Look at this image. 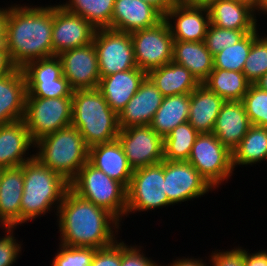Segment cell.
<instances>
[{
	"instance_id": "6da1fadb",
	"label": "cell",
	"mask_w": 267,
	"mask_h": 266,
	"mask_svg": "<svg viewBox=\"0 0 267 266\" xmlns=\"http://www.w3.org/2000/svg\"><path fill=\"white\" fill-rule=\"evenodd\" d=\"M54 218L59 243L66 246L104 248L121 238L123 231L111 213L79 197L70 188Z\"/></svg>"
},
{
	"instance_id": "7a4b0ae2",
	"label": "cell",
	"mask_w": 267,
	"mask_h": 266,
	"mask_svg": "<svg viewBox=\"0 0 267 266\" xmlns=\"http://www.w3.org/2000/svg\"><path fill=\"white\" fill-rule=\"evenodd\" d=\"M13 3L7 6L6 23V47L13 63L23 68L52 57L53 4Z\"/></svg>"
},
{
	"instance_id": "3957f363",
	"label": "cell",
	"mask_w": 267,
	"mask_h": 266,
	"mask_svg": "<svg viewBox=\"0 0 267 266\" xmlns=\"http://www.w3.org/2000/svg\"><path fill=\"white\" fill-rule=\"evenodd\" d=\"M24 173L21 199V226L54 212L55 217L69 182L60 174L42 165L35 157L22 164ZM54 210V211H53ZM56 210V211H55ZM28 221V222H27Z\"/></svg>"
},
{
	"instance_id": "277c9868",
	"label": "cell",
	"mask_w": 267,
	"mask_h": 266,
	"mask_svg": "<svg viewBox=\"0 0 267 266\" xmlns=\"http://www.w3.org/2000/svg\"><path fill=\"white\" fill-rule=\"evenodd\" d=\"M71 125L78 129L89 148L116 140L120 130L118 115L98 89L73 91Z\"/></svg>"
},
{
	"instance_id": "5b68a950",
	"label": "cell",
	"mask_w": 267,
	"mask_h": 266,
	"mask_svg": "<svg viewBox=\"0 0 267 266\" xmlns=\"http://www.w3.org/2000/svg\"><path fill=\"white\" fill-rule=\"evenodd\" d=\"M34 157L69 183L88 162L89 147L72 125L42 137L35 143Z\"/></svg>"
},
{
	"instance_id": "8992f818",
	"label": "cell",
	"mask_w": 267,
	"mask_h": 266,
	"mask_svg": "<svg viewBox=\"0 0 267 266\" xmlns=\"http://www.w3.org/2000/svg\"><path fill=\"white\" fill-rule=\"evenodd\" d=\"M79 197L111 213L123 226L127 210V188L87 162L69 183Z\"/></svg>"
},
{
	"instance_id": "52a82bcc",
	"label": "cell",
	"mask_w": 267,
	"mask_h": 266,
	"mask_svg": "<svg viewBox=\"0 0 267 266\" xmlns=\"http://www.w3.org/2000/svg\"><path fill=\"white\" fill-rule=\"evenodd\" d=\"M126 190L125 218L139 212H155L156 209L174 207L165 193L164 160L158 164L134 169Z\"/></svg>"
},
{
	"instance_id": "ba28073f",
	"label": "cell",
	"mask_w": 267,
	"mask_h": 266,
	"mask_svg": "<svg viewBox=\"0 0 267 266\" xmlns=\"http://www.w3.org/2000/svg\"><path fill=\"white\" fill-rule=\"evenodd\" d=\"M216 190L235 174L232 152L213 133H200L188 161ZM224 183V184H223Z\"/></svg>"
},
{
	"instance_id": "9c48e42d",
	"label": "cell",
	"mask_w": 267,
	"mask_h": 266,
	"mask_svg": "<svg viewBox=\"0 0 267 266\" xmlns=\"http://www.w3.org/2000/svg\"><path fill=\"white\" fill-rule=\"evenodd\" d=\"M34 143L68 127L72 122V97H26L23 118Z\"/></svg>"
},
{
	"instance_id": "30bf717a",
	"label": "cell",
	"mask_w": 267,
	"mask_h": 266,
	"mask_svg": "<svg viewBox=\"0 0 267 266\" xmlns=\"http://www.w3.org/2000/svg\"><path fill=\"white\" fill-rule=\"evenodd\" d=\"M136 65L148 73L172 61L174 39L165 19L157 25L130 33Z\"/></svg>"
},
{
	"instance_id": "8fae6325",
	"label": "cell",
	"mask_w": 267,
	"mask_h": 266,
	"mask_svg": "<svg viewBox=\"0 0 267 266\" xmlns=\"http://www.w3.org/2000/svg\"><path fill=\"white\" fill-rule=\"evenodd\" d=\"M93 45L97 52L100 78L137 67L130 33L99 28L95 32Z\"/></svg>"
},
{
	"instance_id": "7c38bea8",
	"label": "cell",
	"mask_w": 267,
	"mask_h": 266,
	"mask_svg": "<svg viewBox=\"0 0 267 266\" xmlns=\"http://www.w3.org/2000/svg\"><path fill=\"white\" fill-rule=\"evenodd\" d=\"M22 70L26 78V97H72L74 90L63 76L57 56L30 61Z\"/></svg>"
},
{
	"instance_id": "4fadbf2b",
	"label": "cell",
	"mask_w": 267,
	"mask_h": 266,
	"mask_svg": "<svg viewBox=\"0 0 267 266\" xmlns=\"http://www.w3.org/2000/svg\"><path fill=\"white\" fill-rule=\"evenodd\" d=\"M164 182L165 193L174 206L216 191L187 161L164 160Z\"/></svg>"
},
{
	"instance_id": "5bb4252c",
	"label": "cell",
	"mask_w": 267,
	"mask_h": 266,
	"mask_svg": "<svg viewBox=\"0 0 267 266\" xmlns=\"http://www.w3.org/2000/svg\"><path fill=\"white\" fill-rule=\"evenodd\" d=\"M117 139L133 170L158 164L164 160V139L150 125L120 129Z\"/></svg>"
},
{
	"instance_id": "9a60e30c",
	"label": "cell",
	"mask_w": 267,
	"mask_h": 266,
	"mask_svg": "<svg viewBox=\"0 0 267 266\" xmlns=\"http://www.w3.org/2000/svg\"><path fill=\"white\" fill-rule=\"evenodd\" d=\"M96 28L81 16L53 4V56L93 42Z\"/></svg>"
},
{
	"instance_id": "2e32d148",
	"label": "cell",
	"mask_w": 267,
	"mask_h": 266,
	"mask_svg": "<svg viewBox=\"0 0 267 266\" xmlns=\"http://www.w3.org/2000/svg\"><path fill=\"white\" fill-rule=\"evenodd\" d=\"M62 64L63 76L73 90L97 89L100 71L93 42L57 55Z\"/></svg>"
},
{
	"instance_id": "e0dca14e",
	"label": "cell",
	"mask_w": 267,
	"mask_h": 266,
	"mask_svg": "<svg viewBox=\"0 0 267 266\" xmlns=\"http://www.w3.org/2000/svg\"><path fill=\"white\" fill-rule=\"evenodd\" d=\"M174 41L202 42L210 24L208 7L177 2L164 15Z\"/></svg>"
},
{
	"instance_id": "ac0fdd59",
	"label": "cell",
	"mask_w": 267,
	"mask_h": 266,
	"mask_svg": "<svg viewBox=\"0 0 267 266\" xmlns=\"http://www.w3.org/2000/svg\"><path fill=\"white\" fill-rule=\"evenodd\" d=\"M34 148L23 119L0 125V168L18 167L32 160Z\"/></svg>"
},
{
	"instance_id": "d6986e66",
	"label": "cell",
	"mask_w": 267,
	"mask_h": 266,
	"mask_svg": "<svg viewBox=\"0 0 267 266\" xmlns=\"http://www.w3.org/2000/svg\"><path fill=\"white\" fill-rule=\"evenodd\" d=\"M163 19L156 7L143 0H115L111 29L132 33L153 27Z\"/></svg>"
},
{
	"instance_id": "ffe728a7",
	"label": "cell",
	"mask_w": 267,
	"mask_h": 266,
	"mask_svg": "<svg viewBox=\"0 0 267 266\" xmlns=\"http://www.w3.org/2000/svg\"><path fill=\"white\" fill-rule=\"evenodd\" d=\"M163 95L153 82L146 77L136 94L118 115L120 129L131 126L149 125L161 106Z\"/></svg>"
},
{
	"instance_id": "44dd1931",
	"label": "cell",
	"mask_w": 267,
	"mask_h": 266,
	"mask_svg": "<svg viewBox=\"0 0 267 266\" xmlns=\"http://www.w3.org/2000/svg\"><path fill=\"white\" fill-rule=\"evenodd\" d=\"M24 173L21 166L4 168L0 176V228L21 226Z\"/></svg>"
},
{
	"instance_id": "7402d4cb",
	"label": "cell",
	"mask_w": 267,
	"mask_h": 266,
	"mask_svg": "<svg viewBox=\"0 0 267 266\" xmlns=\"http://www.w3.org/2000/svg\"><path fill=\"white\" fill-rule=\"evenodd\" d=\"M146 77L147 73L136 67L100 78L97 89L109 107L119 115Z\"/></svg>"
},
{
	"instance_id": "603a6c76",
	"label": "cell",
	"mask_w": 267,
	"mask_h": 266,
	"mask_svg": "<svg viewBox=\"0 0 267 266\" xmlns=\"http://www.w3.org/2000/svg\"><path fill=\"white\" fill-rule=\"evenodd\" d=\"M251 126L242 101H225L216 118L212 133L232 152Z\"/></svg>"
},
{
	"instance_id": "cb8c5ba5",
	"label": "cell",
	"mask_w": 267,
	"mask_h": 266,
	"mask_svg": "<svg viewBox=\"0 0 267 266\" xmlns=\"http://www.w3.org/2000/svg\"><path fill=\"white\" fill-rule=\"evenodd\" d=\"M88 162L108 177L129 186L133 168L129 165L124 149L118 139L89 148Z\"/></svg>"
},
{
	"instance_id": "d4e9b609",
	"label": "cell",
	"mask_w": 267,
	"mask_h": 266,
	"mask_svg": "<svg viewBox=\"0 0 267 266\" xmlns=\"http://www.w3.org/2000/svg\"><path fill=\"white\" fill-rule=\"evenodd\" d=\"M210 24L224 29L256 30L260 27L256 9L238 0H217L209 7Z\"/></svg>"
},
{
	"instance_id": "484cf974",
	"label": "cell",
	"mask_w": 267,
	"mask_h": 266,
	"mask_svg": "<svg viewBox=\"0 0 267 266\" xmlns=\"http://www.w3.org/2000/svg\"><path fill=\"white\" fill-rule=\"evenodd\" d=\"M27 87L22 68L0 78V125L24 118Z\"/></svg>"
},
{
	"instance_id": "4316f807",
	"label": "cell",
	"mask_w": 267,
	"mask_h": 266,
	"mask_svg": "<svg viewBox=\"0 0 267 266\" xmlns=\"http://www.w3.org/2000/svg\"><path fill=\"white\" fill-rule=\"evenodd\" d=\"M225 101L201 83L190 93L188 122L199 133H212Z\"/></svg>"
},
{
	"instance_id": "83f0119b",
	"label": "cell",
	"mask_w": 267,
	"mask_h": 266,
	"mask_svg": "<svg viewBox=\"0 0 267 266\" xmlns=\"http://www.w3.org/2000/svg\"><path fill=\"white\" fill-rule=\"evenodd\" d=\"M147 77L164 97L190 94L201 84L187 68L173 61L152 69Z\"/></svg>"
},
{
	"instance_id": "f1b7e54d",
	"label": "cell",
	"mask_w": 267,
	"mask_h": 266,
	"mask_svg": "<svg viewBox=\"0 0 267 266\" xmlns=\"http://www.w3.org/2000/svg\"><path fill=\"white\" fill-rule=\"evenodd\" d=\"M172 61L187 68L203 83L214 69L213 55L206 48L204 41H174Z\"/></svg>"
},
{
	"instance_id": "f546056e",
	"label": "cell",
	"mask_w": 267,
	"mask_h": 266,
	"mask_svg": "<svg viewBox=\"0 0 267 266\" xmlns=\"http://www.w3.org/2000/svg\"><path fill=\"white\" fill-rule=\"evenodd\" d=\"M189 108L190 94L165 96L149 125L164 139L176 126L188 121Z\"/></svg>"
},
{
	"instance_id": "4dcf8cb0",
	"label": "cell",
	"mask_w": 267,
	"mask_h": 266,
	"mask_svg": "<svg viewBox=\"0 0 267 266\" xmlns=\"http://www.w3.org/2000/svg\"><path fill=\"white\" fill-rule=\"evenodd\" d=\"M263 162L267 164V128L252 125L232 151L233 170L238 166L252 167Z\"/></svg>"
},
{
	"instance_id": "1f68e13d",
	"label": "cell",
	"mask_w": 267,
	"mask_h": 266,
	"mask_svg": "<svg viewBox=\"0 0 267 266\" xmlns=\"http://www.w3.org/2000/svg\"><path fill=\"white\" fill-rule=\"evenodd\" d=\"M224 101H242L251 83L243 72L213 69L203 82Z\"/></svg>"
},
{
	"instance_id": "d6a6232c",
	"label": "cell",
	"mask_w": 267,
	"mask_h": 266,
	"mask_svg": "<svg viewBox=\"0 0 267 266\" xmlns=\"http://www.w3.org/2000/svg\"><path fill=\"white\" fill-rule=\"evenodd\" d=\"M60 2L58 4L65 10L81 16L96 29H111L115 0H66V2L60 0Z\"/></svg>"
},
{
	"instance_id": "836d02e7",
	"label": "cell",
	"mask_w": 267,
	"mask_h": 266,
	"mask_svg": "<svg viewBox=\"0 0 267 266\" xmlns=\"http://www.w3.org/2000/svg\"><path fill=\"white\" fill-rule=\"evenodd\" d=\"M199 134L188 121L176 126L164 138V160L188 161L192 146Z\"/></svg>"
},
{
	"instance_id": "e575fe53",
	"label": "cell",
	"mask_w": 267,
	"mask_h": 266,
	"mask_svg": "<svg viewBox=\"0 0 267 266\" xmlns=\"http://www.w3.org/2000/svg\"><path fill=\"white\" fill-rule=\"evenodd\" d=\"M261 27L248 33L238 43L213 56L214 69L242 72L253 41L261 34ZM260 32V33H259Z\"/></svg>"
},
{
	"instance_id": "d590c367",
	"label": "cell",
	"mask_w": 267,
	"mask_h": 266,
	"mask_svg": "<svg viewBox=\"0 0 267 266\" xmlns=\"http://www.w3.org/2000/svg\"><path fill=\"white\" fill-rule=\"evenodd\" d=\"M263 32L253 41L242 71L251 84L267 73V34Z\"/></svg>"
},
{
	"instance_id": "8d00e7d4",
	"label": "cell",
	"mask_w": 267,
	"mask_h": 266,
	"mask_svg": "<svg viewBox=\"0 0 267 266\" xmlns=\"http://www.w3.org/2000/svg\"><path fill=\"white\" fill-rule=\"evenodd\" d=\"M242 103L251 125L267 128V91L251 84Z\"/></svg>"
},
{
	"instance_id": "74e56055",
	"label": "cell",
	"mask_w": 267,
	"mask_h": 266,
	"mask_svg": "<svg viewBox=\"0 0 267 266\" xmlns=\"http://www.w3.org/2000/svg\"><path fill=\"white\" fill-rule=\"evenodd\" d=\"M255 30H233L224 29L217 27L215 25L209 24L204 43L206 48L214 56L220 53L223 49L233 44L238 43L242 40L248 33Z\"/></svg>"
},
{
	"instance_id": "f35d334b",
	"label": "cell",
	"mask_w": 267,
	"mask_h": 266,
	"mask_svg": "<svg viewBox=\"0 0 267 266\" xmlns=\"http://www.w3.org/2000/svg\"><path fill=\"white\" fill-rule=\"evenodd\" d=\"M50 266H90L97 249L91 247L66 246L58 243Z\"/></svg>"
},
{
	"instance_id": "ab89813d",
	"label": "cell",
	"mask_w": 267,
	"mask_h": 266,
	"mask_svg": "<svg viewBox=\"0 0 267 266\" xmlns=\"http://www.w3.org/2000/svg\"><path fill=\"white\" fill-rule=\"evenodd\" d=\"M16 229L1 228L4 234H0V266H14L22 254L23 243L15 237Z\"/></svg>"
},
{
	"instance_id": "60d3db41",
	"label": "cell",
	"mask_w": 267,
	"mask_h": 266,
	"mask_svg": "<svg viewBox=\"0 0 267 266\" xmlns=\"http://www.w3.org/2000/svg\"><path fill=\"white\" fill-rule=\"evenodd\" d=\"M143 248L135 242L128 245L121 239V266H161L159 260L148 258Z\"/></svg>"
},
{
	"instance_id": "b9f144b4",
	"label": "cell",
	"mask_w": 267,
	"mask_h": 266,
	"mask_svg": "<svg viewBox=\"0 0 267 266\" xmlns=\"http://www.w3.org/2000/svg\"><path fill=\"white\" fill-rule=\"evenodd\" d=\"M207 261L210 266H244V247L239 244L229 250L213 249Z\"/></svg>"
},
{
	"instance_id": "7bdbcfd3",
	"label": "cell",
	"mask_w": 267,
	"mask_h": 266,
	"mask_svg": "<svg viewBox=\"0 0 267 266\" xmlns=\"http://www.w3.org/2000/svg\"><path fill=\"white\" fill-rule=\"evenodd\" d=\"M90 266H121V239L107 247L98 248Z\"/></svg>"
},
{
	"instance_id": "ee69618b",
	"label": "cell",
	"mask_w": 267,
	"mask_h": 266,
	"mask_svg": "<svg viewBox=\"0 0 267 266\" xmlns=\"http://www.w3.org/2000/svg\"><path fill=\"white\" fill-rule=\"evenodd\" d=\"M250 252L244 247V266H267V249Z\"/></svg>"
},
{
	"instance_id": "f6af8a7d",
	"label": "cell",
	"mask_w": 267,
	"mask_h": 266,
	"mask_svg": "<svg viewBox=\"0 0 267 266\" xmlns=\"http://www.w3.org/2000/svg\"><path fill=\"white\" fill-rule=\"evenodd\" d=\"M17 68L9 55L6 45L0 47V78L13 73Z\"/></svg>"
},
{
	"instance_id": "bcb514c9",
	"label": "cell",
	"mask_w": 267,
	"mask_h": 266,
	"mask_svg": "<svg viewBox=\"0 0 267 266\" xmlns=\"http://www.w3.org/2000/svg\"><path fill=\"white\" fill-rule=\"evenodd\" d=\"M207 257L205 256V260L201 257H192V256H182V257H176L173 259L172 262L168 264L162 263L161 266H209V262L206 261Z\"/></svg>"
},
{
	"instance_id": "7dc6e473",
	"label": "cell",
	"mask_w": 267,
	"mask_h": 266,
	"mask_svg": "<svg viewBox=\"0 0 267 266\" xmlns=\"http://www.w3.org/2000/svg\"><path fill=\"white\" fill-rule=\"evenodd\" d=\"M147 3H150L154 7H156L163 15L167 13V11L174 6L178 0H143Z\"/></svg>"
},
{
	"instance_id": "c3c4849f",
	"label": "cell",
	"mask_w": 267,
	"mask_h": 266,
	"mask_svg": "<svg viewBox=\"0 0 267 266\" xmlns=\"http://www.w3.org/2000/svg\"><path fill=\"white\" fill-rule=\"evenodd\" d=\"M7 6L0 7V47L6 45Z\"/></svg>"
},
{
	"instance_id": "681fc988",
	"label": "cell",
	"mask_w": 267,
	"mask_h": 266,
	"mask_svg": "<svg viewBox=\"0 0 267 266\" xmlns=\"http://www.w3.org/2000/svg\"><path fill=\"white\" fill-rule=\"evenodd\" d=\"M215 1L217 0H179V2L185 5L198 7H209Z\"/></svg>"
},
{
	"instance_id": "f907efd6",
	"label": "cell",
	"mask_w": 267,
	"mask_h": 266,
	"mask_svg": "<svg viewBox=\"0 0 267 266\" xmlns=\"http://www.w3.org/2000/svg\"><path fill=\"white\" fill-rule=\"evenodd\" d=\"M258 17L262 16L261 14H264L265 17L267 15V0H260L259 5L256 9Z\"/></svg>"
},
{
	"instance_id": "816d5d0a",
	"label": "cell",
	"mask_w": 267,
	"mask_h": 266,
	"mask_svg": "<svg viewBox=\"0 0 267 266\" xmlns=\"http://www.w3.org/2000/svg\"><path fill=\"white\" fill-rule=\"evenodd\" d=\"M255 85L267 91V73L264 74L257 82H255Z\"/></svg>"
},
{
	"instance_id": "f5cc1de1",
	"label": "cell",
	"mask_w": 267,
	"mask_h": 266,
	"mask_svg": "<svg viewBox=\"0 0 267 266\" xmlns=\"http://www.w3.org/2000/svg\"><path fill=\"white\" fill-rule=\"evenodd\" d=\"M238 1L245 2V3L253 6L255 9H257L259 2H260V0H238Z\"/></svg>"
}]
</instances>
